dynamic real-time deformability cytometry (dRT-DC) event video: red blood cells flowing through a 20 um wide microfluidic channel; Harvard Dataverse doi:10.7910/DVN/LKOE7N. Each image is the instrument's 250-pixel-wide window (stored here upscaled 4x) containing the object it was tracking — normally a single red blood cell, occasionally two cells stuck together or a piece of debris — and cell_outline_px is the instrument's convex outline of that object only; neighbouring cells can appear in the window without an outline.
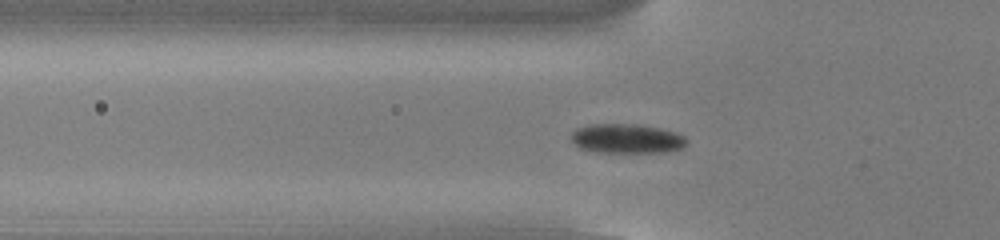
{"species": "common noctule bat (a hibernating species)", "species_latin": "Nyctalus noctula", "temperature_condition": "cold", "stored_images_in_passage": 52, "camera_frame_rate_fps": 3000, "um_per_image_px": 0.085, "animal": {"sex": "male", "body_mass_g": 13.0, "forearm_length_mm": 53.1}, "frame": {"image": 1, "passage_image": 17, "time_ms": 5.333, "image_size_px": [1000, 240], "cell_outline_px": [[688, 140], [684, 148], [664, 152], [600, 152], [580, 148], [572, 140], [572, 132], [576, 128], [588, 124], [640, 124], [660, 128], [676, 132], [684, 136]], "centroid_in_image_um": [53.31, 11.77], "position_along_channel_um": 72.5, "area_um2": 19.88}}
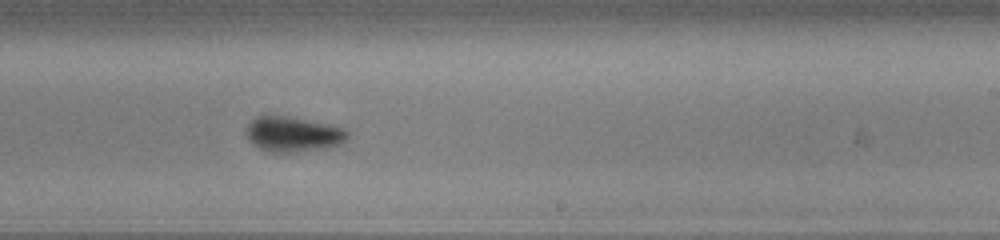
{"frame": {"image": 2, "passage_image": 32, "time_ms": 10.333, "image_size_px": [1000, 240], "cell_outline_px": [[348, 136], [340, 144], [328, 148], [292, 152], [272, 152], [260, 148], [252, 144], [248, 140], [244, 132], [248, 124], [256, 116], [284, 116], [328, 124], [344, 128], [348, 132]], "centroid_in_image_um": [24.87, 11.41], "position_along_channel_um": 264.1, "area_um2": 20.63}}
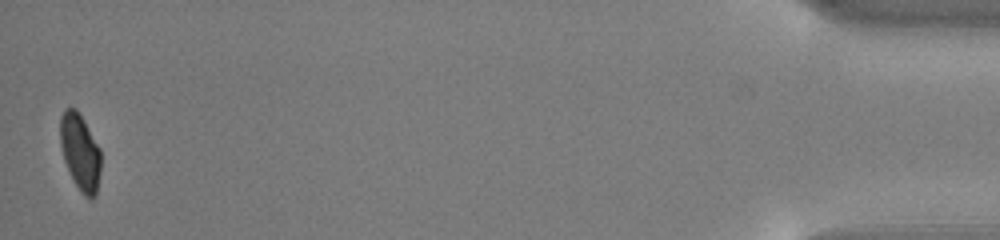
{"frame": {"image": 3, "passage_image": 52, "time_ms": 17.0, "image_size_px": [1000, 240], "cell_outline_px": [[100, 172], [96, 196], [92, 200], [84, 196], [80, 192], [64, 160], [60, 144], [60, 116], [64, 108], [76, 108], [84, 120], [100, 148]], "centroid_in_image_um": [6.81, 12.92], "position_along_channel_um": 428.4, "area_um2": 18.15}, "authors_computed_cell_mechanics": {"area_um2": 19.652, "velocity_mm_per_s": 3.8317, "shape_relaxation_time_tau1_ms": 1.7074, "shape_relaxation_time_tau2_ms": null, "deformation_change_tau1": 0.0857, "deformation_change_tau2": null}}